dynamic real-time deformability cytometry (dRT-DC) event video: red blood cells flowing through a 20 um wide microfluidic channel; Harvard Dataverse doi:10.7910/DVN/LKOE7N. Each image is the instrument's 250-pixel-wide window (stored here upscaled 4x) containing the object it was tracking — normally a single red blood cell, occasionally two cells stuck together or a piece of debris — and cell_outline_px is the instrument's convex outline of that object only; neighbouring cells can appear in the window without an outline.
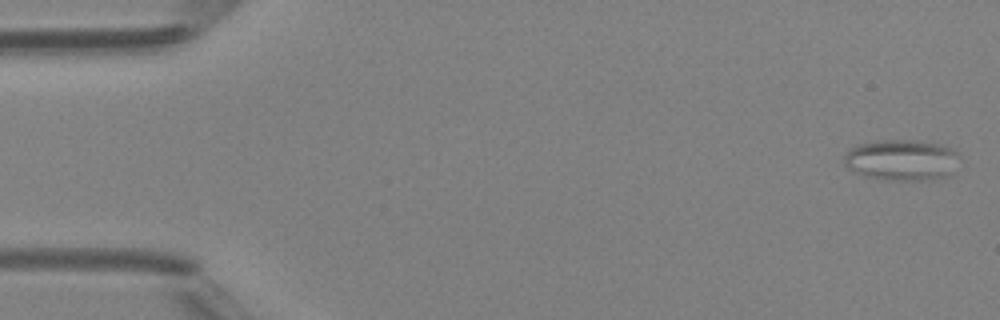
{"species": "Egyptian fruit bat (a non-hibernating species)", "species_latin": "Rousettus aegyptiacus", "temperature_condition": "room temperature", "stored_images_in_passage": 5, "camera_frame_rate_fps": 3000, "um_per_image_px": 0.085, "animal": {"sex": "female"}, "frame": {"image": 1, "passage_image": 1, "time_ms": 0.0, "image_size_px": [1000, 320], "cell_outline_px": [[960, 156], [948, 176], [928, 180], [880, 180], [864, 176], [848, 168], [844, 164], [844, 156], [856, 144], [872, 140], [916, 140], [940, 144], [952, 148]], "centroid_in_image_um": [76.61, 13.59], "position_along_channel_um": 8.4, "area_um2": 27.8}}